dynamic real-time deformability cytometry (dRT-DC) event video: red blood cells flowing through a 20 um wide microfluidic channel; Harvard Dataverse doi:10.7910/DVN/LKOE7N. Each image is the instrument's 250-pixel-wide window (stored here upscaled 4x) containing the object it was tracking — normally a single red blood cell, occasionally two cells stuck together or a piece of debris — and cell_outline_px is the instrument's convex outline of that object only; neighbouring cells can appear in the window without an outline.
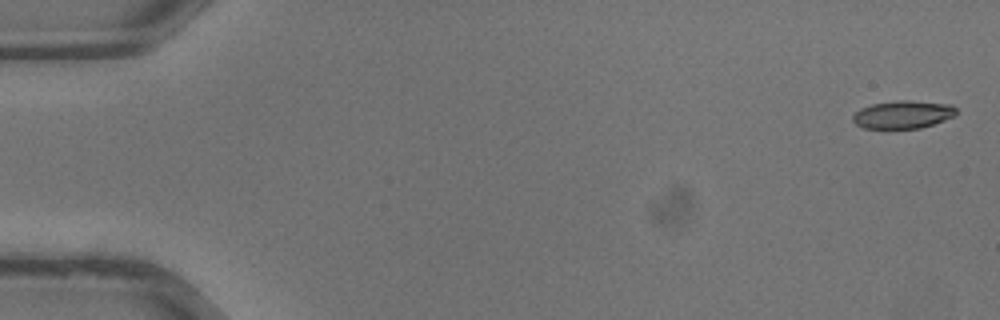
{"species": "common noctule bat (a hibernating species)", "species_latin": "Nyctalus noctula", "temperature_condition": "warm", "stored_images_in_passage": 36, "camera_frame_rate_fps": 3000, "um_per_image_px": 0.085, "animal": {"sex": "male", "body_mass_g": 13.3}, "frame": {"image": 1, "passage_image": 1, "time_ms": 0.0, "image_size_px": [1000, 320], "cell_outline_px": [[956, 116], [920, 128], [864, 128], [856, 124], [852, 120], [852, 116], [860, 108], [872, 104], [896, 100], [908, 100], [952, 104], [956, 108]], "centroid_in_image_um": [76.76, 9.72], "position_along_channel_um": 8.2, "area_um2": 16.82}}
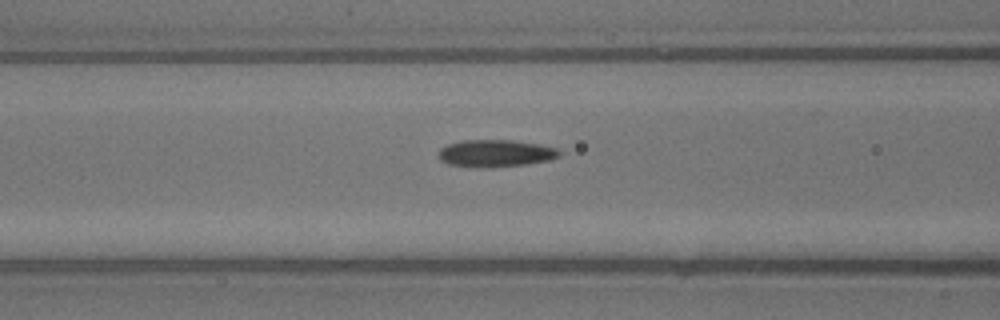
{"frame": {"image": 2, "passage_image": 15, "time_ms": 4.667, "image_size_px": [1000, 320], "cell_outline_px": [[560, 156], [552, 160], [524, 164], [488, 168], [480, 168], [448, 164], [440, 160], [436, 152], [440, 148], [448, 144], [464, 140], [512, 140], [540, 144], [556, 148], [560, 152]], "centroid_in_image_um": [42.1, 13.03], "position_along_channel_um": 124.5, "area_um2": 19.36}}
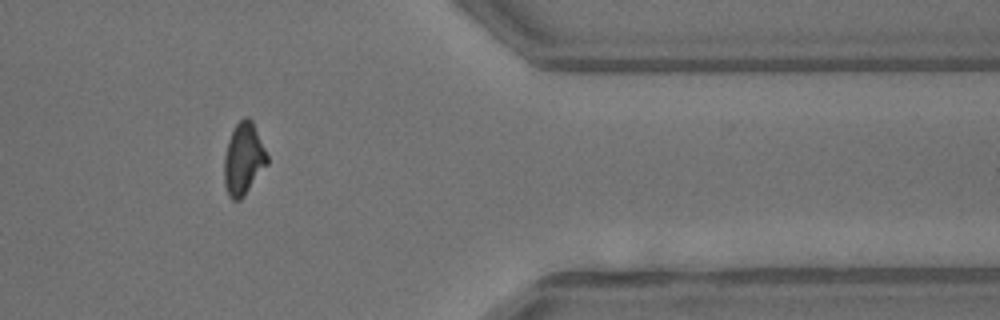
{"frame": {"image": 3, "passage_image": 30, "time_ms": 9.667, "image_size_px": [1000, 320], "cell_outline_px": [[268, 164], [244, 196], [240, 200], [232, 200], [228, 196], [224, 184], [224, 156], [228, 140], [236, 124], [244, 116], [248, 116], [252, 120], [268, 156]], "centroid_in_image_um": [20.69, 13.52], "position_along_channel_um": 390.7, "area_um2": 18.15}}